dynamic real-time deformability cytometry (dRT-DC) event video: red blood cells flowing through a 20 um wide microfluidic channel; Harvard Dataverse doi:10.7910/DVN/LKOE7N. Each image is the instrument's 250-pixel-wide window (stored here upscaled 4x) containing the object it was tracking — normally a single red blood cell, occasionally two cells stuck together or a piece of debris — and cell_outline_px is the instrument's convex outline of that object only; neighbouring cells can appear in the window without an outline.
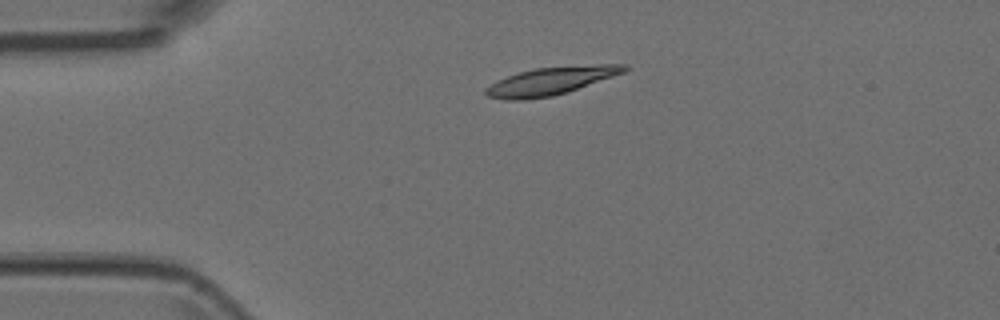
{"species": "Egyptian fruit bat (a non-hibernating species)", "species_latin": "Rousettus aegyptiacus", "temperature_condition": "room temperature", "stored_images_in_passage": 7, "camera_frame_rate_fps": 3000, "um_per_image_px": 0.085, "animal": {"sex": "female"}, "frame": {"image": 1, "passage_image": 1, "time_ms": 0.0, "image_size_px": [1000, 320], "cell_outline_px": [[628, 68], [624, 72], [568, 92], [552, 96], [524, 100], [508, 100], [488, 96], [484, 92], [484, 88], [496, 80], [520, 72], [536, 68], [600, 64], [628, 64]], "centroid_in_image_um": [46.8, 6.89], "position_along_channel_um": 38.2, "area_um2": 22.31}}
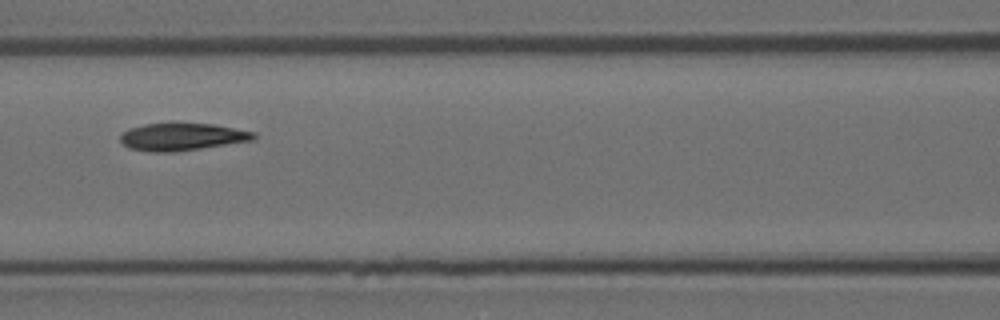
{"frame": {"image": 2, "passage_image": 4, "time_ms": 1.0, "image_size_px": [1000, 320], "cell_outline_px": [[256, 140], [172, 152], [148, 152], [128, 148], [120, 140], [120, 136], [128, 128], [144, 124], [172, 120], [212, 124], [256, 132]], "centroid_in_image_um": [15.45, 11.58], "position_along_channel_um": 151.1, "area_um2": 22.14}}
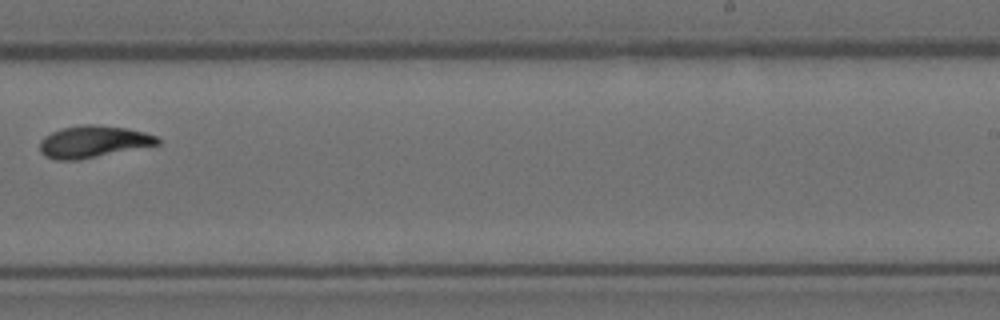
{"frame": {"image": 3, "passage_image": 7, "time_ms": 2.0, "image_size_px": [1000, 320], "cell_outline_px": [[160, 144], [80, 160], [56, 160], [44, 156], [40, 152], [40, 140], [44, 136], [52, 132], [64, 128], [84, 124], [92, 124], [128, 128], [144, 132], [156, 136], [160, 140]], "centroid_in_image_um": [7.91, 12.05], "position_along_channel_um": 281.1, "area_um2": 21.96}}